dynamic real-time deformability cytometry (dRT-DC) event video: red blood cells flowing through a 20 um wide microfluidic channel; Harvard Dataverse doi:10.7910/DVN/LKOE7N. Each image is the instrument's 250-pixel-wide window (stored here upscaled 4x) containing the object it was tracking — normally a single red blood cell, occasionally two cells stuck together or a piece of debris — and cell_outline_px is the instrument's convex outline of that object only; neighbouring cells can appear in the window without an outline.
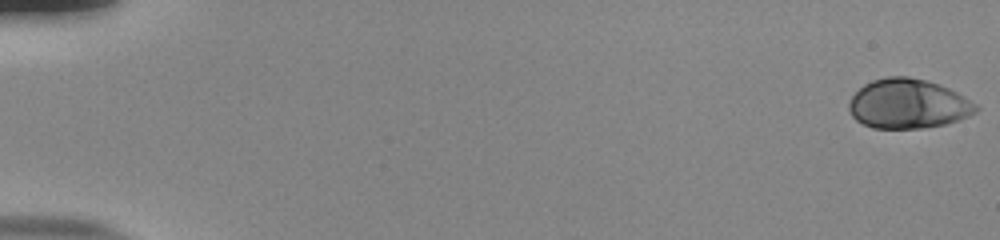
{"species": "human", "species_latin": "Homo sapiens", "temperature_condition": "room temperature", "stored_images_in_passage": 55, "camera_frame_rate_fps": 3000, "um_per_image_px": 0.085, "donor": {"sex": "male"}, "frame": {"image": 1, "passage_image": 1, "time_ms": 0.0, "image_size_px": [1000, 240], "cell_outline_px": [[980, 108], [976, 112], [968, 116], [944, 124], [924, 128], [872, 128], [856, 120], [852, 116], [848, 108], [848, 104], [852, 96], [864, 84], [872, 80], [888, 76], [908, 76], [940, 84], [964, 96], [976, 104]], "centroid_in_image_um": [77.17, 8.82], "position_along_channel_um": 7.8, "area_um2": 36.59}}
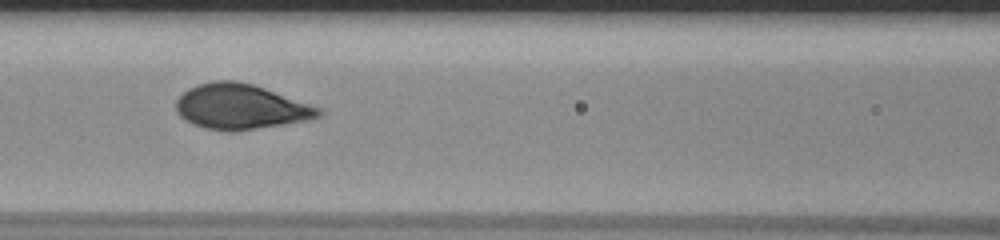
{"frame": {"image": 2, "passage_image": 26, "time_ms": 8.333, "image_size_px": [1000, 240], "cell_outline_px": [[324, 116], [308, 120], [236, 132], [228, 132], [204, 128], [192, 124], [180, 116], [176, 112], [176, 100], [188, 88], [196, 84], [212, 80], [236, 80], [252, 84], [264, 88], [320, 108], [324, 112]], "centroid_in_image_um": [20.43, 9.08], "position_along_channel_um": 146.2, "area_um2": 37.74}}
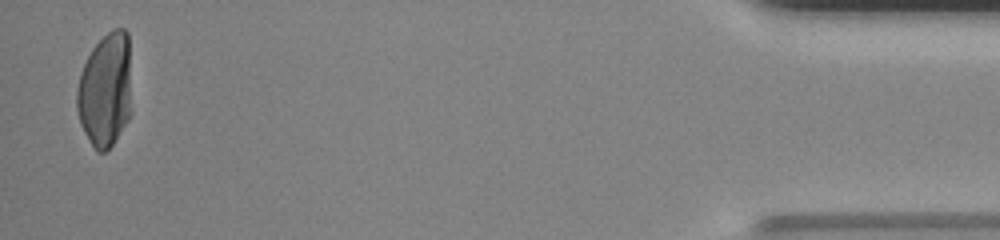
{"frame": {"image": 3, "passage_image": 54, "time_ms": 17.667, "image_size_px": [1000, 240], "cell_outline_px": [[132, 112], [128, 120], [112, 144], [104, 152], [96, 152], [84, 132], [80, 124], [76, 108], [76, 92], [80, 72], [92, 48], [112, 28], [124, 28], [128, 32]], "centroid_in_image_um": [8.96, 7.65], "position_along_channel_um": 426.2, "area_um2": 36.88}, "authors_computed_cell_mechanics": {"area_um2": 36.5874, "velocity_mm_per_s": 3.8284, "shape_relaxation_time_tau1_ms": 4.7689, "shape_relaxation_time_tau2_ms": null, "deformation_change_tau1": 0.2086, "deformation_change_tau2": null}}